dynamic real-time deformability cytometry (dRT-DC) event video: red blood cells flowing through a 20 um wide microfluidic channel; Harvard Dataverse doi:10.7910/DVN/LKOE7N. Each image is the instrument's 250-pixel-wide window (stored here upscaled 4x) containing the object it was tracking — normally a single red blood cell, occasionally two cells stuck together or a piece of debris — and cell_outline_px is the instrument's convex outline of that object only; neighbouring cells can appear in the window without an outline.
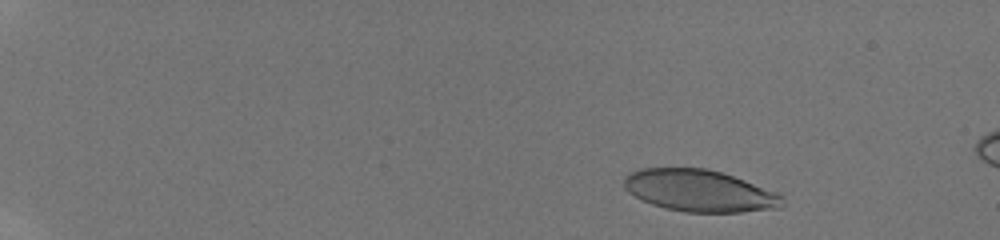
{"species": "human", "species_latin": "Homo sapiens", "temperature_condition": "room temperature", "stored_images_in_passage": 53, "camera_frame_rate_fps": 3000, "um_per_image_px": 0.085, "donor": {"sex": "male"}, "frame": {"image": 1, "passage_image": 6, "time_ms": 1.667, "image_size_px": [1000, 240], "cell_outline_px": [[784, 204], [780, 208], [740, 212], [684, 212], [664, 208], [652, 204], [628, 192], [624, 188], [624, 176], [628, 172], [640, 168], [708, 168], [744, 180], [776, 192], [784, 196]], "centroid_in_image_um": [59.45, 16.21], "position_along_channel_um": 25.6, "area_um2": 38.67}}
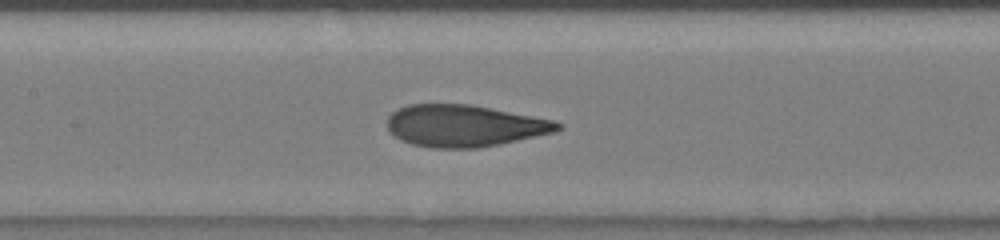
{"frame": {"image": 2, "passage_image": 28, "time_ms": 9.0, "image_size_px": [1000, 240], "cell_outline_px": [[564, 124], [560, 128], [552, 132], [500, 144], [480, 148], [432, 148], [412, 144], [400, 140], [392, 136], [388, 132], [388, 116], [396, 108], [408, 104], [472, 104], [552, 120]], "centroid_in_image_um": [39.4, 10.69], "position_along_channel_um": 168.0, "area_um2": 41.62}}
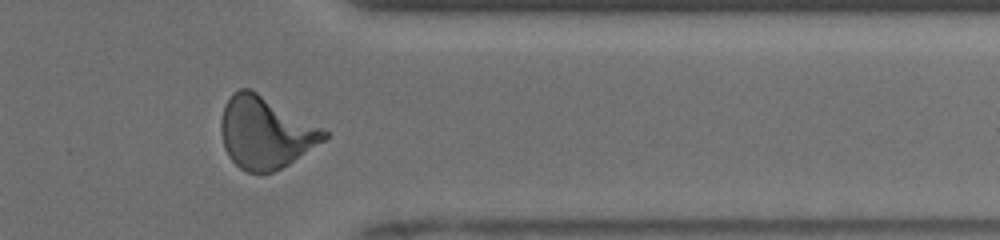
{"frame": {"image": 3, "passage_image": 45, "time_ms": 14.667, "image_size_px": [1000, 240], "cell_outline_px": [[328, 136], [324, 140], [288, 164], [272, 172], [248, 172], [240, 168], [228, 156], [224, 148], [220, 132], [220, 120], [224, 104], [232, 92], [240, 88], [248, 88], [256, 92], [328, 132]], "centroid_in_image_um": [22.48, 11.27], "position_along_channel_um": 388.9, "area_um2": 42.43}, "authors_computed_cell_mechanics": {"area_um2": 40.9802, "velocity_mm_per_s": 3.9425, "shape_relaxation_time_tau1_ms": 4.4486, "shape_relaxation_time_tau2_ms": 0.7745, "deformation_change_tau1": 0.1811, "deformation_change_tau2": 0.0579}}